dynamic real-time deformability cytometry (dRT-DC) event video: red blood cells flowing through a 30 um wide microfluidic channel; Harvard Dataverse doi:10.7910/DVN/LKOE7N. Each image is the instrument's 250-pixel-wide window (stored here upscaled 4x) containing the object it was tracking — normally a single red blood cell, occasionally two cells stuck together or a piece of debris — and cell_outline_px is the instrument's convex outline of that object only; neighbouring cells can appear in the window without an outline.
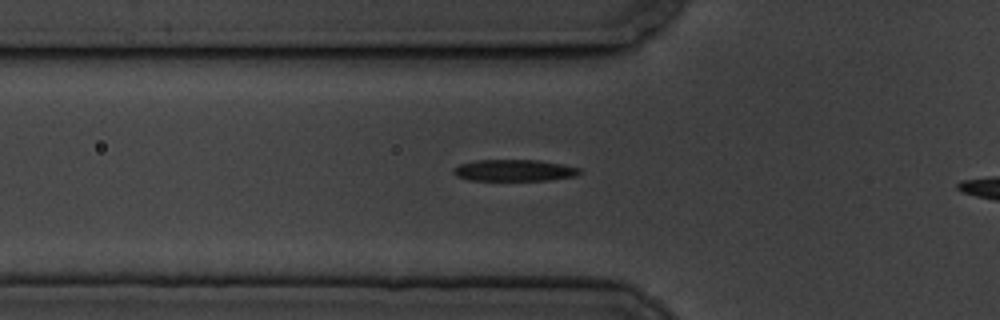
{"species": "common noctule bat (a hibernating species)", "species_latin": "Nyctalus noctula", "temperature_condition": "cold", "stored_images_in_passage": 36, "camera_frame_rate_fps": 3000, "um_per_image_px": 0.085, "animal": {"sex": "male", "body_mass_g": 19.5, "forearm_length_mm": 54.6}, "frame": {"image": 1, "passage_image": 5, "time_ms": 1.333, "image_size_px": [1000, 320], "cell_outline_px": [[584, 172], [576, 176], [548, 180], [468, 180], [456, 176], [452, 172], [452, 168], [460, 164], [476, 160], [536, 160], [564, 164], [580, 168]], "centroid_in_image_um": [43.72, 14.48], "position_along_channel_um": 82.1, "area_um2": 16.01}}
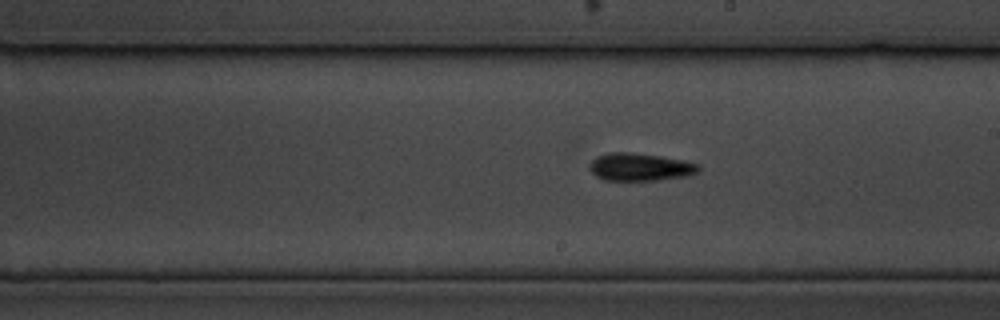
{"frame": {"image": 2, "passage_image": 18, "time_ms": 5.667, "image_size_px": [1000, 320], "cell_outline_px": [[700, 172], [688, 176], [660, 180], [604, 180], [596, 176], [588, 168], [588, 164], [596, 156], [608, 152], [632, 152], [660, 156], [700, 164]], "centroid_in_image_um": [54.39, 14.19], "position_along_channel_um": 234.6, "area_um2": 17.8}}
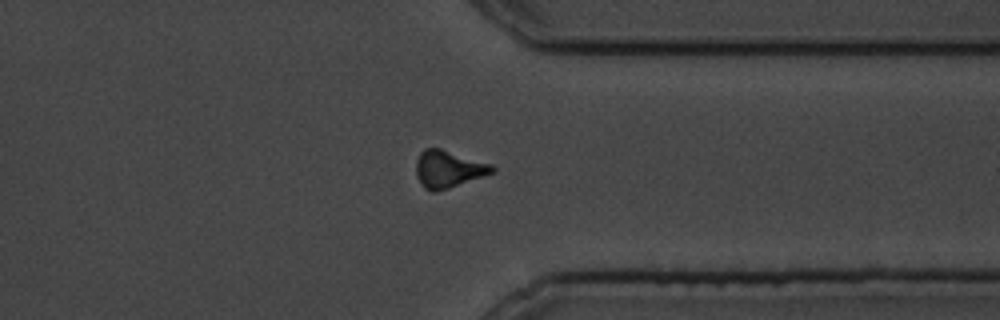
{"frame": {"image": 3, "passage_image": 30, "time_ms": 9.667, "image_size_px": [1000, 320], "cell_outline_px": [[496, 172], [436, 192], [432, 192], [424, 188], [416, 176], [416, 160], [420, 152], [424, 148], [440, 148], [492, 164], [496, 168]], "centroid_in_image_um": [38.11, 14.37], "position_along_channel_um": 373.3, "area_um2": 16.59}, "authors_computed_cell_mechanics": {"area_um2": 16.3863, "velocity_mm_per_s": 3.5105, "shape_relaxation_time_tau1_ms": 3.0589, "shape_relaxation_time_tau2_ms": 4.9324, "deformation_change_tau1": 0.1474, "deformation_change_tau2": 0.1578}}